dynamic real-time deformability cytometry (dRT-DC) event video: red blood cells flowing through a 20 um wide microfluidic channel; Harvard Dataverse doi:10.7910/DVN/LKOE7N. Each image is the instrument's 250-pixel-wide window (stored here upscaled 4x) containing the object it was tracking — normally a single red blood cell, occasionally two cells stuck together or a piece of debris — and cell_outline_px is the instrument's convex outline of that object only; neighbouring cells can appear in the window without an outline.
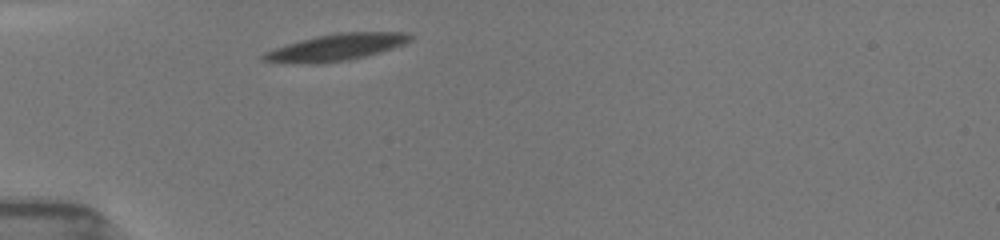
{"species": "common noctule bat (a hibernating species)", "species_latin": "Nyctalus noctula", "temperature_condition": "room temperature", "stored_images_in_passage": 37, "camera_frame_rate_fps": 3000, "um_per_image_px": 0.085, "animal": {"sex": "female", "body_mass_g": 19.5, "forearm_length_mm": 54.1}, "frame": {"image": 1, "passage_image": 1, "time_ms": 0.0, "image_size_px": [1000, 240], "cell_outline_px": [[412, 40], [404, 44], [380, 52], [348, 60], [308, 64], [264, 60], [260, 56], [264, 52], [288, 44], [320, 36], [340, 32], [404, 32], [412, 36]], "centroid_in_image_um": [28.63, 4.01], "position_along_channel_um": 56.4, "area_um2": 22.2}}
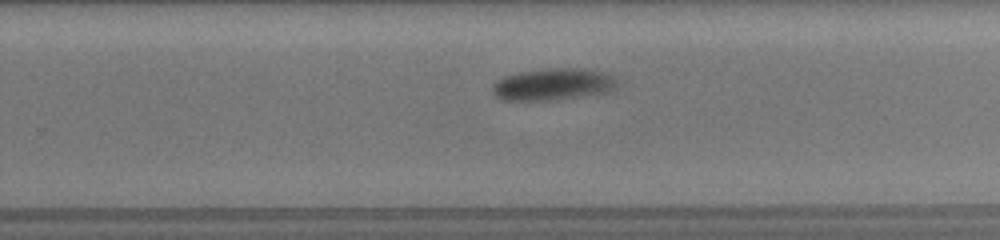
{"frame": {"image": 2, "passage_image": 19, "time_ms": 6.0, "image_size_px": [1000, 240], "cell_outline_px": [[620, 84], [616, 88], [608, 92], [544, 100], [504, 100], [496, 96], [492, 92], [492, 84], [496, 80], [504, 76], [520, 72], [544, 68], [584, 68], [608, 72]], "centroid_in_image_um": [47.02, 7.14], "position_along_channel_um": 282.8, "area_um2": 23.24}}
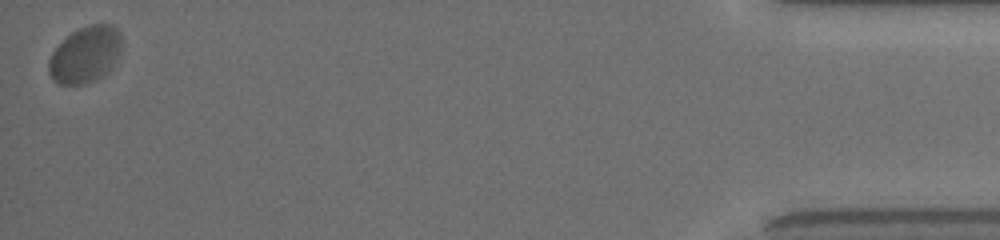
{"frame": {"image": 3, "passage_image": 37, "time_ms": 12.0, "image_size_px": [1000, 240], "cell_outline_px": [[120, 52], [116, 60], [104, 76], [96, 80], [84, 84], [60, 84], [48, 72], [48, 60], [52, 52], [72, 32], [80, 28], [92, 24], [112, 24], [120, 32]], "centroid_in_image_um": [7.26, 4.65], "position_along_channel_um": 427.9, "area_um2": 23.7}, "authors_computed_cell_mechanics": {"area_um2": 23.1778, "velocity_mm_per_s": 3.7827, "shape_relaxation_time_tau1_ms": 2.4374, "shape_relaxation_time_tau2_ms": null, "deformation_change_tau1": 0.1055, "deformation_change_tau2": null}}